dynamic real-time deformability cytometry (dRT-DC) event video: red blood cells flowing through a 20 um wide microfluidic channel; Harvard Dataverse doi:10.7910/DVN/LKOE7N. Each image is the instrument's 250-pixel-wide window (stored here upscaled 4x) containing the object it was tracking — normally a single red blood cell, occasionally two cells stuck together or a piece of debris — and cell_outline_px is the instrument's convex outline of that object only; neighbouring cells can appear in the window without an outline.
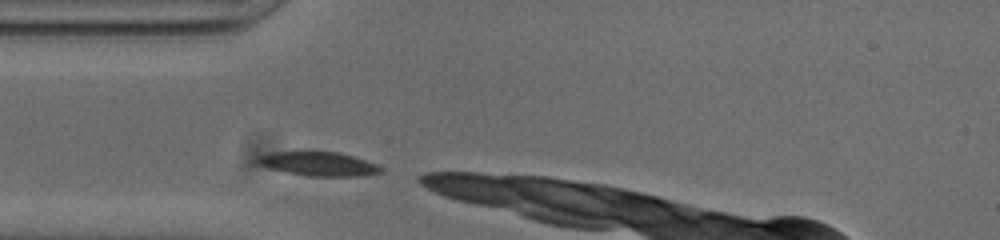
{"species": "common noctule bat (a hibernating species)", "species_latin": "Nyctalus noctula", "temperature_condition": "cold", "stored_images_in_passage": 5, "camera_frame_rate_fps": 3000, "um_per_image_px": 0.085, "animal": {"sex": "male", "body_mass_g": 20.0, "forearm_length_mm": 53.3}, "frame": {"image": 1, "passage_image": 1, "time_ms": 0.0, "image_size_px": [1000, 240], "cell_outline_px": [[384, 172], [364, 176], [312, 176], [288, 172], [268, 168], [260, 164], [256, 160], [256, 156], [272, 152], [336, 152], [352, 156], [376, 164], [384, 168]], "centroid_in_image_um": [27.11, 13.94], "position_along_channel_um": 57.9, "area_um2": 17.05}}